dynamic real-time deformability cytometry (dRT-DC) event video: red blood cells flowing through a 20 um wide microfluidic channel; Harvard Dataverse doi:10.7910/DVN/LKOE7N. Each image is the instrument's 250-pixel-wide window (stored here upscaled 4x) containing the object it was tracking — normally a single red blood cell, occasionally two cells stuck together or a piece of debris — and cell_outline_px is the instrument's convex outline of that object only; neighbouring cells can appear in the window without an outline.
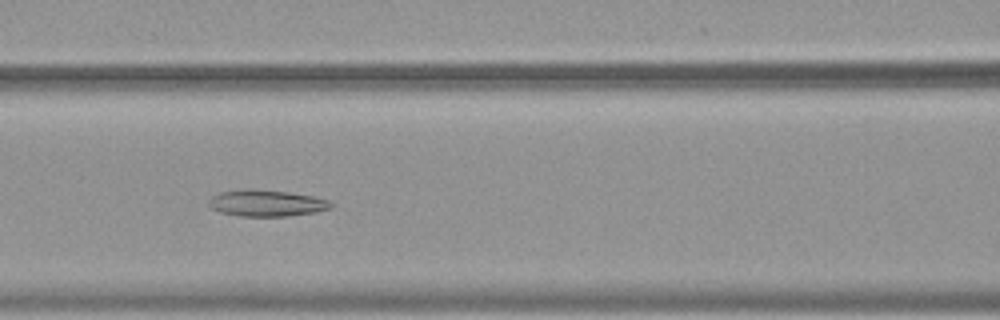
{"species": "common noctule bat (a hibernating species)", "species_latin": "Nyctalus noctula", "temperature_condition": "warm", "stored_images_in_passage": 55, "camera_frame_rate_fps": 3000, "um_per_image_px": 0.085, "animal": {"sex": "female", "body_mass_g": 19.9}, "frame": {"image": 1, "passage_image": 25, "time_ms": 8.0, "image_size_px": [1000, 320], "cell_outline_px": [[336, 204], [332, 208], [316, 212], [288, 216], [240, 216], [220, 212], [212, 208], [208, 204], [208, 200], [212, 196], [220, 192], [248, 188], [252, 188], [288, 192], [312, 196], [332, 200]], "centroid_in_image_um": [22.7, 17.26], "position_along_channel_um": 143.9, "area_um2": 19.13}}
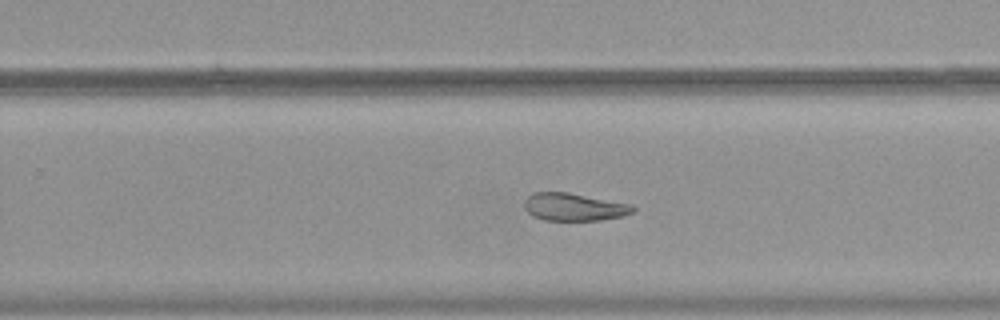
{"frame": {"image": 2, "passage_image": 36, "time_ms": 11.667, "image_size_px": [1000, 320], "cell_outline_px": [[636, 212], [624, 216], [600, 220], [544, 220], [532, 216], [524, 208], [524, 200], [532, 192], [568, 192], [632, 204], [636, 208]], "centroid_in_image_um": [48.81, 17.59], "position_along_channel_um": 281.0, "area_um2": 17.74}}
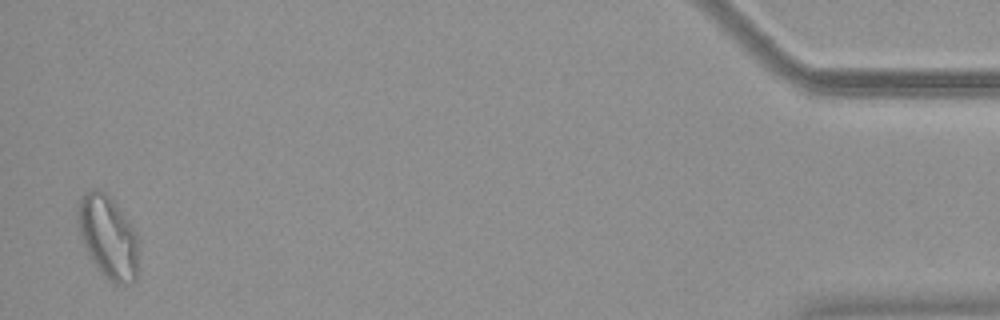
{"frame": {"image": 3, "passage_image": 54, "time_ms": 17.667, "image_size_px": [1000, 320], "cell_outline_px": [[136, 280], [132, 284], [112, 284], [100, 272], [92, 260], [80, 240], [76, 216], [76, 208], [80, 196], [92, 188], [104, 188], [136, 228]], "centroid_in_image_um": [9.14, 20.07], "position_along_channel_um": 426.1, "area_um2": 30.06}, "authors_computed_cell_mechanics": {"area_um2": 24.0448, "velocity_mm_per_s": 3.7553, "shape_relaxation_time_tau1_ms": null, "shape_relaxation_time_tau2_ms": 6.0956, "deformation_change_tau1": null, "deformation_change_tau2": 0.136}}